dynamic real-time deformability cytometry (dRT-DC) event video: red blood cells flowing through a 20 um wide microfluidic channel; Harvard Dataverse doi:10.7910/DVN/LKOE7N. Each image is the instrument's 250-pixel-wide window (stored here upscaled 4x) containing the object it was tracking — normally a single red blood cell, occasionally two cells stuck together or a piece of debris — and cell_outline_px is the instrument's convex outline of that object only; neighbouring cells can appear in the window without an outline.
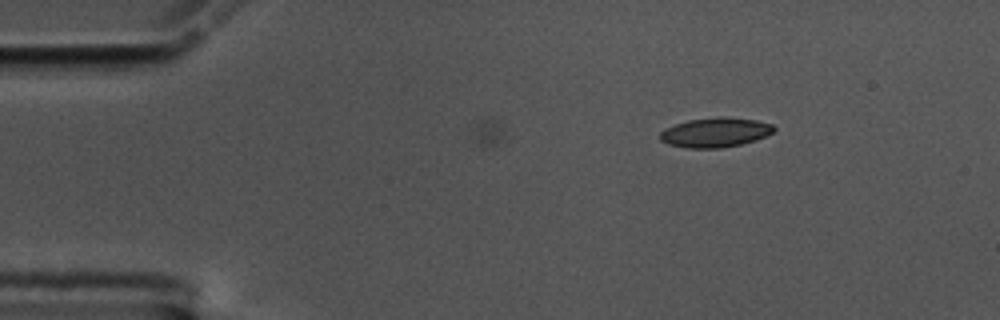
{"species": "common noctule bat (a hibernating species)", "species_latin": "Nyctalus noctula", "temperature_condition": "cold", "stored_images_in_passage": 15, "camera_frame_rate_fps": 3000, "um_per_image_px": 0.085, "animal": {"sex": "male", "body_mass_g": 17.5, "forearm_length_mm": 52.3}, "frame": {"image": 1, "passage_image": 1, "time_ms": 0.0, "image_size_px": [1000, 320], "cell_outline_px": [[776, 128], [772, 132], [756, 140], [740, 144], [720, 148], [688, 148], [668, 144], [660, 140], [660, 132], [664, 128], [688, 120], [720, 116], [728, 116], [756, 120], [772, 124]], "centroid_in_image_um": [60.79, 11.24], "position_along_channel_um": 24.2, "area_um2": 19.65}}
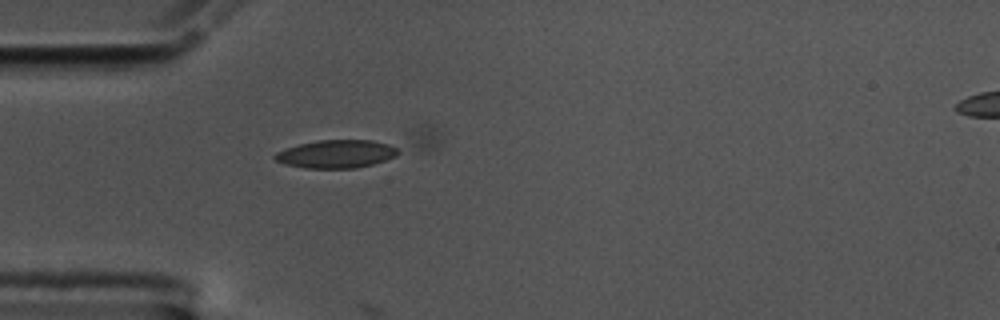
{"frame": {"image": 2, "passage_image": 9, "time_ms": 2.667, "image_size_px": [1000, 320], "cell_outline_px": [[400, 152], [396, 156], [372, 164], [356, 168], [304, 168], [284, 164], [276, 160], [272, 156], [276, 152], [284, 148], [316, 140], [372, 140], [388, 144], [396, 148]], "centroid_in_image_um": [28.55, 13.08], "position_along_channel_um": 56.5, "area_um2": 20.17}}